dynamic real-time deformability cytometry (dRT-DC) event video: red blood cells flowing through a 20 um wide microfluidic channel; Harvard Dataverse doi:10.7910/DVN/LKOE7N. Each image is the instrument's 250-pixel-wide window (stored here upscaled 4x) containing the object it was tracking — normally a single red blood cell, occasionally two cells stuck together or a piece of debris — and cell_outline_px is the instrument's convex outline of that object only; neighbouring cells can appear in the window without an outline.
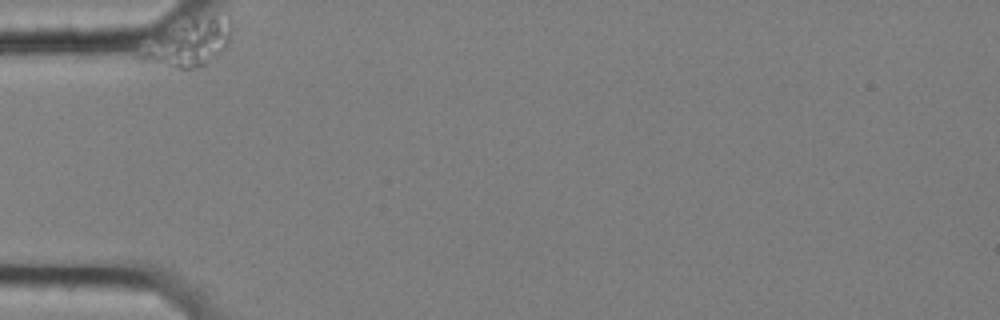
{"species": "common noctule bat (a hibernating species)", "species_latin": "Nyctalus noctula", "temperature_condition": "cold", "stored_images_in_passage": 7, "camera_frame_rate_fps": 3000, "um_per_image_px": 0.085, "animal": {"sex": "female", "body_mass_g": 25.1}, "frame": {"image": 1, "passage_image": 1, "time_ms": 0.0, "image_size_px": [1000, 320], "cell_outline_px": [[232, 28], [228, 40], [224, 48], [216, 56], [204, 64], [192, 68], [176, 68], [140, 56], [156, 36], [192, 16], [212, 16], [232, 20]], "centroid_in_image_um": [16.18, 3.59], "position_along_channel_um": 68.8, "area_um2": 23.18}}
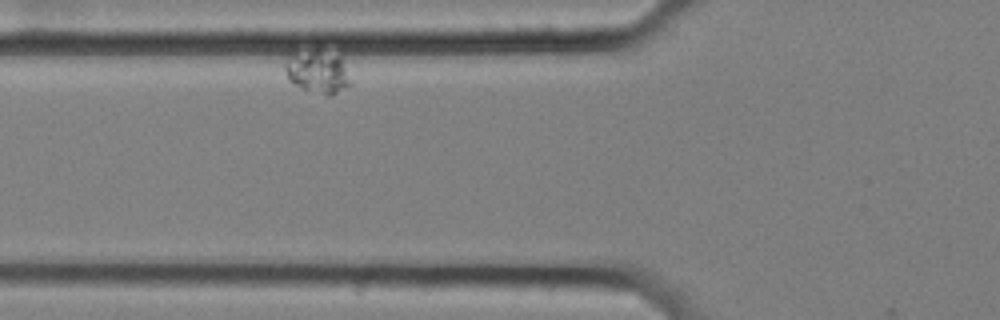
{"frame": {"image": 2, "passage_image": 6, "time_ms": 1.667, "image_size_px": [1000, 320], "cell_outline_px": [[352, 84], [332, 96], [328, 96], [304, 88], [288, 80], [284, 68], [284, 64], [292, 56], [320, 44], [340, 56]], "centroid_in_image_um": [27.04, 6.03], "position_along_channel_um": 98.8, "area_um2": 16.7}}